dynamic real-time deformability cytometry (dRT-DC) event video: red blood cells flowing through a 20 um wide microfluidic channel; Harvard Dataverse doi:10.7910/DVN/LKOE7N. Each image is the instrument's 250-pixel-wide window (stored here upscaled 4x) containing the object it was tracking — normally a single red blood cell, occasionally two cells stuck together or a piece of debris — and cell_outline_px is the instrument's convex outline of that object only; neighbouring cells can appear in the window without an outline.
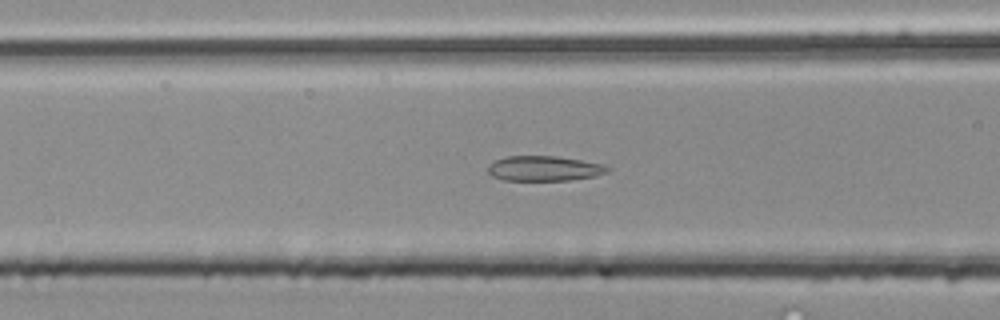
{"species": "common noctule bat (a hibernating species)", "species_latin": "Nyctalus noctula", "temperature_condition": "room temperature", "stored_images_in_passage": 53, "camera_frame_rate_fps": 3000, "um_per_image_px": 0.085, "animal": {"sex": "male", "body_mass_g": 20.4}, "frame": {"image": 1, "passage_image": 21, "time_ms": 6.667, "image_size_px": [1000, 320], "cell_outline_px": [[612, 168], [608, 172], [596, 176], [572, 180], [504, 180], [492, 176], [488, 172], [488, 164], [496, 160], [508, 156], [556, 156], [604, 164]], "centroid_in_image_um": [46.29, 14.32], "position_along_channel_um": 120.3, "area_um2": 17.51}}
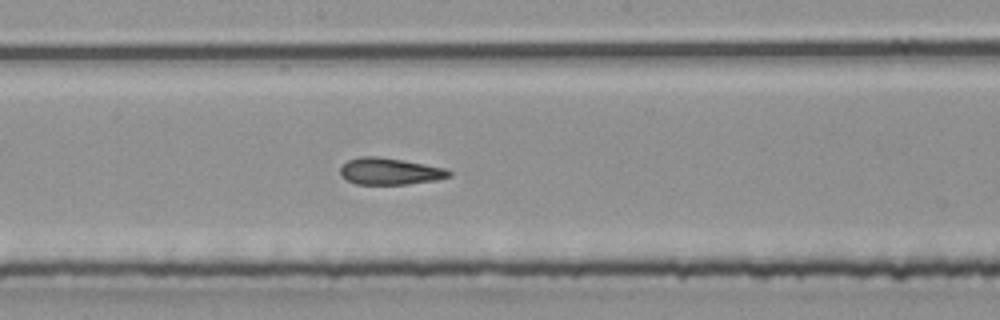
{"frame": {"image": 2, "passage_image": 28, "time_ms": 9.0, "image_size_px": [1000, 320], "cell_outline_px": [[452, 176], [436, 180], [408, 184], [356, 184], [340, 176], [340, 168], [348, 160], [360, 156], [376, 156], [404, 160], [448, 168], [452, 172]], "centroid_in_image_um": [33.17, 14.56], "position_along_channel_um": 215.0, "area_um2": 17.11}}
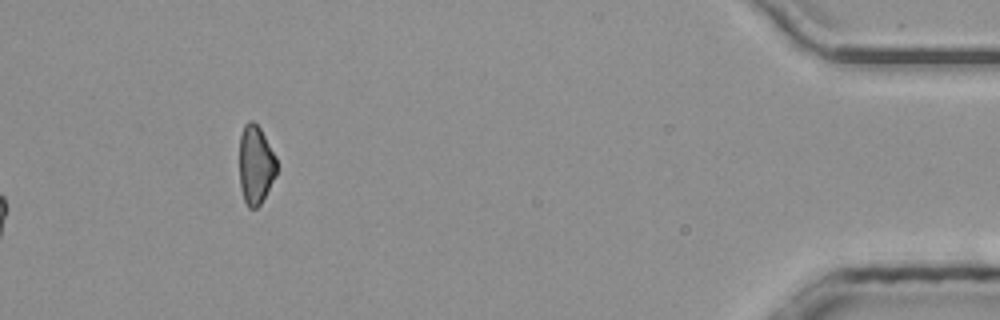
{"frame": {"image": 3, "passage_image": 53, "time_ms": 17.333, "image_size_px": [1000, 320], "cell_outline_px": [[276, 176], [260, 204], [256, 208], [248, 208], [244, 200], [240, 188], [240, 136], [244, 124], [248, 120], [252, 120], [260, 128], [276, 156]], "centroid_in_image_um": [21.73, 14.0], "position_along_channel_um": 413.5, "area_um2": 17.11}, "authors_computed_cell_mechanics": {"area_um2": 17.629, "velocity_mm_per_s": 4.0481, "shape_relaxation_time_tau1_ms": null, "shape_relaxation_time_tau2_ms": 2.2626, "deformation_change_tau1": null, "deformation_change_tau2": 0.1112}}